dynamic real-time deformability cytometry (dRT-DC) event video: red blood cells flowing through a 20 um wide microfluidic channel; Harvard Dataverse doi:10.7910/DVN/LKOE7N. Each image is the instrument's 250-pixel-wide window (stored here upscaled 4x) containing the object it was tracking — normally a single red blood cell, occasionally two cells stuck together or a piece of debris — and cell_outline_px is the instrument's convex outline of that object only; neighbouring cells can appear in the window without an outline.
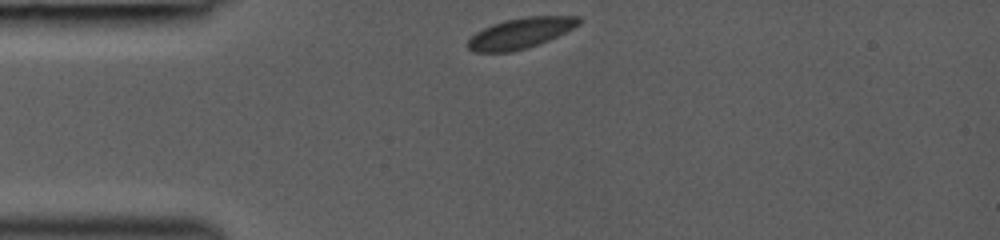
{"species": "common noctule bat (a hibernating species)", "species_latin": "Nyctalus noctula", "temperature_condition": "room temperature", "stored_images_in_passage": 9, "camera_frame_rate_fps": 3000, "um_per_image_px": 0.085, "animal": {"sex": "female", "body_mass_g": 19.0, "forearm_length_mm": 53.3}, "frame": {"image": 1, "passage_image": 1, "time_ms": 0.0, "image_size_px": [1000, 240], "cell_outline_px": [[584, 20], [580, 24], [548, 40], [512, 52], [472, 52], [468, 48], [468, 40], [476, 32], [492, 24], [504, 20], [528, 16], [580, 16]], "centroid_in_image_um": [44.24, 2.8], "position_along_channel_um": 40.8, "area_um2": 19.59}}
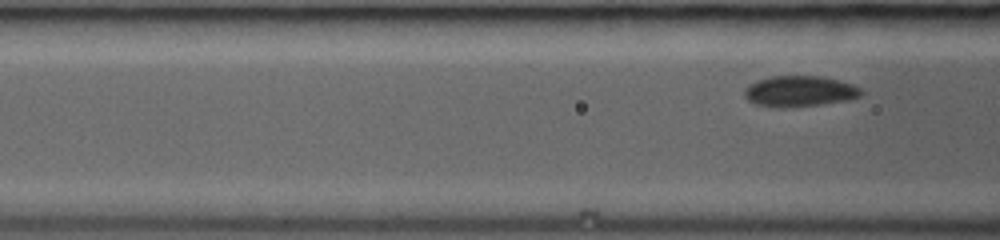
{"frame": {"image": 2, "passage_image": 9, "time_ms": 2.0, "image_size_px": [1000, 240], "cell_outline_px": [[864, 92], [860, 96], [848, 100], [820, 104], [784, 108], [776, 108], [756, 104], [748, 100], [744, 96], [744, 88], [748, 84], [756, 80], [772, 76], [820, 76], [840, 80], [852, 84], [860, 88]], "centroid_in_image_um": [67.94, 7.75], "position_along_channel_um": 98.7, "area_um2": 21.15}}